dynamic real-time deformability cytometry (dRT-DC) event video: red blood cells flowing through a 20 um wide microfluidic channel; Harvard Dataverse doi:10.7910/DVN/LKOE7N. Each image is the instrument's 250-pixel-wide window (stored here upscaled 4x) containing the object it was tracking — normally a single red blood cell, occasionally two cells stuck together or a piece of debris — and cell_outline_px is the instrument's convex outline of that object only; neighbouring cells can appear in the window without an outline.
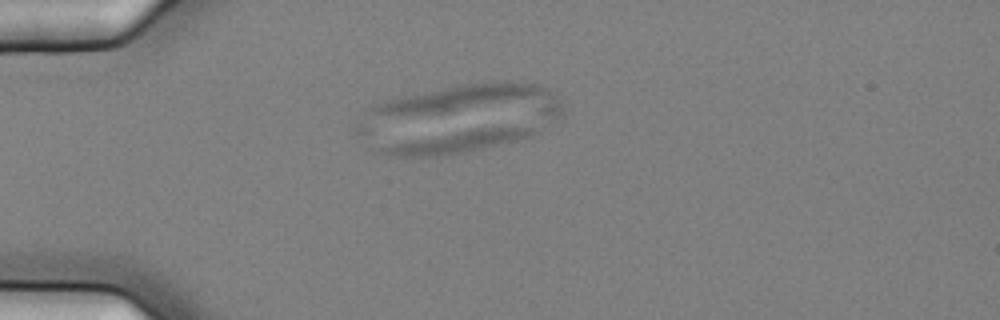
{"species": "common noctule bat (a hibernating species)", "species_latin": "Nyctalus noctula", "temperature_condition": "cold", "stored_images_in_passage": 9, "camera_frame_rate_fps": 3000, "um_per_image_px": 0.085, "animal": {"sex": "female", "body_mass_g": 25.1}, "frame": {"image": 1, "passage_image": 2, "time_ms": 0.333, "image_size_px": [1000, 320], "cell_outline_px": [[536, 132], [532, 136], [468, 152], [440, 156], [396, 156], [372, 152], [376, 148], [412, 140], [476, 128], [532, 128]], "centroid_in_image_um": [38.76, 12.09], "position_along_channel_um": 46.2, "area_um2": 18.61}}